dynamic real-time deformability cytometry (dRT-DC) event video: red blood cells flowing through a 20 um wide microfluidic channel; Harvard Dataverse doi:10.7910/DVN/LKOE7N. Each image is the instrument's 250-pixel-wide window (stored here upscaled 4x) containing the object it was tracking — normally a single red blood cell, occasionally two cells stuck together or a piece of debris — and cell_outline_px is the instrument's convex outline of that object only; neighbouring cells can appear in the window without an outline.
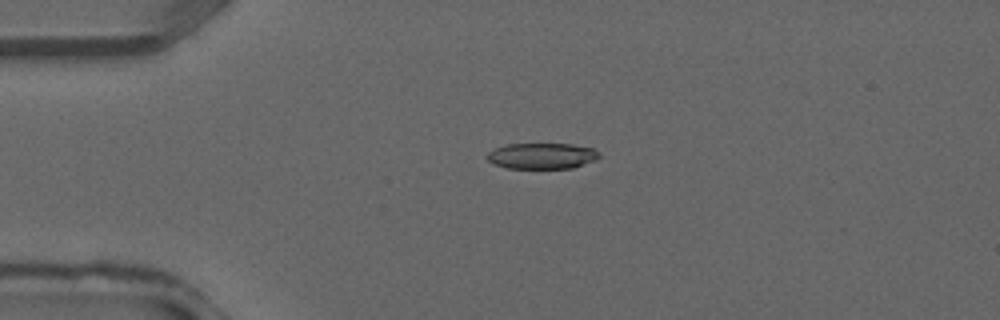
{"species": "common noctule bat (a hibernating species)", "species_latin": "Nyctalus noctula", "temperature_condition": "warm", "stored_images_in_passage": 38, "camera_frame_rate_fps": 3000, "um_per_image_px": 0.085, "animal": {"sex": "male", "forearm_length_mm": 52.5}, "frame": {"image": 1, "passage_image": 9, "time_ms": 2.667, "image_size_px": [1000, 320], "cell_outline_px": [[600, 156], [596, 160], [572, 168], [508, 168], [492, 164], [488, 160], [488, 152], [496, 148], [508, 144], [572, 144], [592, 148], [600, 152]], "centroid_in_image_um": [46.09, 13.25], "position_along_channel_um": 38.9, "area_um2": 16.88}}
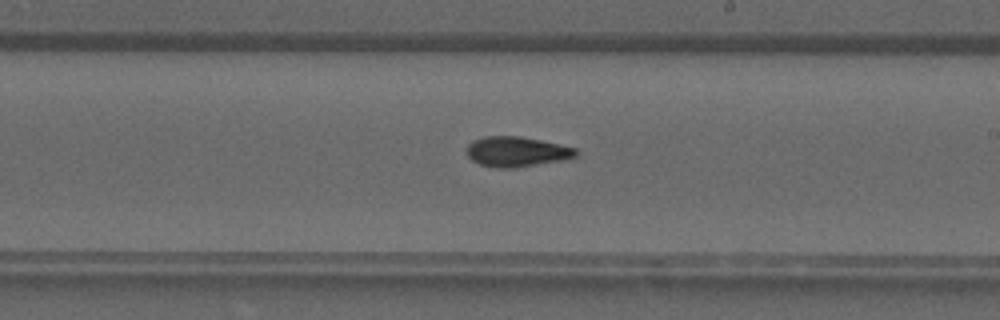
{"frame": {"image": 2, "passage_image": 22, "time_ms": 7.0, "image_size_px": [1000, 320], "cell_outline_px": [[580, 152], [576, 156], [560, 160], [516, 168], [496, 168], [480, 164], [472, 160], [468, 156], [464, 148], [472, 140], [484, 136], [520, 136], [560, 144], [576, 148]], "centroid_in_image_um": [43.88, 12.88], "position_along_channel_um": 245.1, "area_um2": 19.31}}
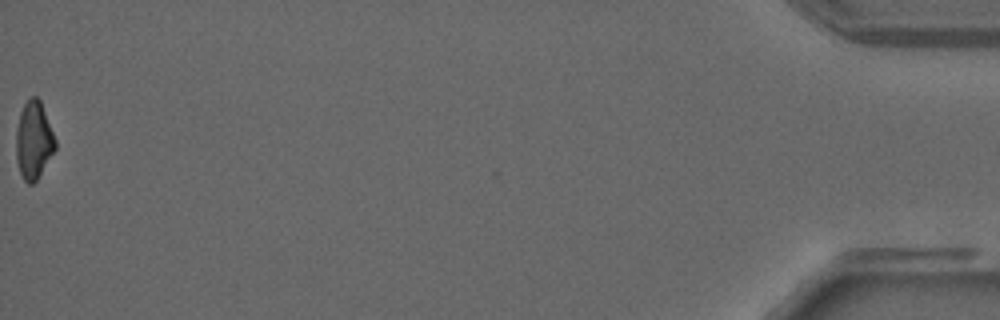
{"frame": {"image": 3, "passage_image": 38, "time_ms": 12.333, "image_size_px": [1000, 320], "cell_outline_px": [[56, 148], [36, 180], [32, 184], [28, 184], [24, 180], [20, 172], [16, 160], [16, 128], [20, 112], [24, 104], [32, 96], [36, 96], [40, 100], [56, 140]], "centroid_in_image_um": [2.85, 11.92], "position_along_channel_um": 432.3, "area_um2": 17.57}}